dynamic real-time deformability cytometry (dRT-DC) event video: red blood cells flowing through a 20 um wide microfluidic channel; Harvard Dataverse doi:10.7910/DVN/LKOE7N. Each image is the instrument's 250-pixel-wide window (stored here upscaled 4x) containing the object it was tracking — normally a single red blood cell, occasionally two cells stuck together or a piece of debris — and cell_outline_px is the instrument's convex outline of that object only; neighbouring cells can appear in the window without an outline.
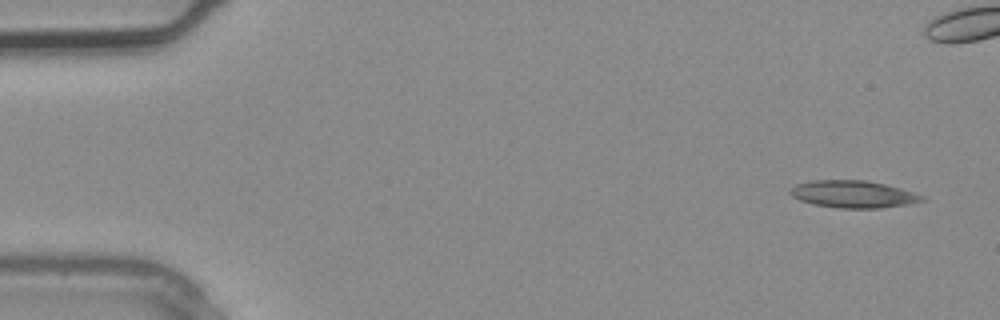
{"species": "common noctule bat (a hibernating species)", "species_latin": "Nyctalus noctula", "temperature_condition": "warm", "stored_images_in_passage": 4, "camera_frame_rate_fps": 3000, "um_per_image_px": 0.085, "animal": {"sex": "male", "body_mass_g": 20.4}, "frame": {"image": 1, "passage_image": 4, "time_ms": 1.0, "image_size_px": [1000, 320], "cell_outline_px": [[924, 200], [908, 204], [880, 208], [840, 208], [812, 204], [800, 200], [792, 196], [788, 192], [796, 184], [812, 180], [868, 180], [900, 188], [924, 196]], "centroid_in_image_um": [72.49, 16.5], "position_along_channel_um": 12.5, "area_um2": 20.81}}